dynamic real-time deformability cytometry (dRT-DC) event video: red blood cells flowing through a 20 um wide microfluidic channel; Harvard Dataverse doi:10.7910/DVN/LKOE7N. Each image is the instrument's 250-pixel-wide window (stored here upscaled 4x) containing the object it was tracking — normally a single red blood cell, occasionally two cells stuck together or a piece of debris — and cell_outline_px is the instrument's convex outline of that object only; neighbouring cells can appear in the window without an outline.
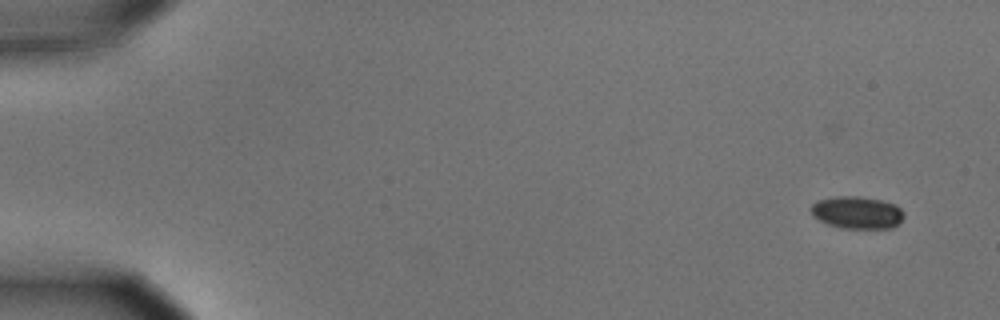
{"species": "common noctule bat (a hibernating species)", "species_latin": "Nyctalus noctula", "temperature_condition": "cold", "stored_images_in_passage": 6, "camera_frame_rate_fps": 3000, "um_per_image_px": 0.085, "animal": {"sex": "male", "body_mass_g": 15.6}, "frame": {"image": 1, "passage_image": 1, "time_ms": 0.0, "image_size_px": [1000, 320], "cell_outline_px": [[904, 216], [892, 228], [840, 228], [828, 224], [812, 216], [808, 208], [816, 200], [836, 196], [856, 196], [880, 200], [896, 204], [904, 212]], "centroid_in_image_um": [72.8, 18.05], "position_along_channel_um": 12.2, "area_um2": 17.63}}